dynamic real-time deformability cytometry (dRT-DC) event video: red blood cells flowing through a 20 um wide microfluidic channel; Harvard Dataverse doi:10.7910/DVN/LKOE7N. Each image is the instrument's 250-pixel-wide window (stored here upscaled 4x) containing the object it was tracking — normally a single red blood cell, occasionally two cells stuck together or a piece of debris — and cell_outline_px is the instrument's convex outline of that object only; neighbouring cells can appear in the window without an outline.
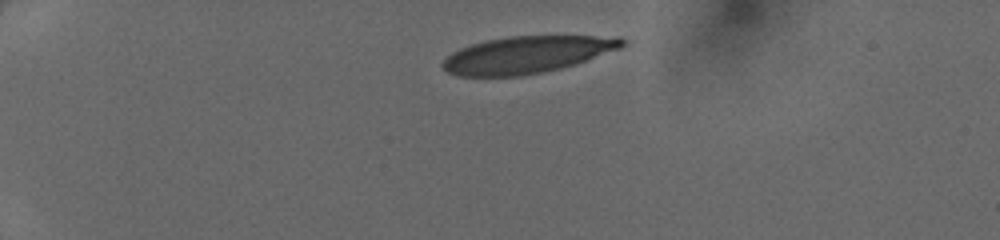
{"species": "human", "species_latin": "Homo sapiens", "temperature_condition": "cold", "stored_images_in_passage": 37, "camera_frame_rate_fps": 3000, "um_per_image_px": 0.085, "donor": {"sex": "female"}, "frame": {"image": 1, "passage_image": 1, "time_ms": 0.0, "image_size_px": [1000, 240], "cell_outline_px": [[624, 44], [620, 48], [560, 68], [520, 76], [456, 76], [448, 72], [440, 64], [452, 52], [460, 48], [484, 40], [508, 36], [620, 36], [624, 40]], "centroid_in_image_um": [44.73, 4.64], "position_along_channel_um": 40.3, "area_um2": 38.26}}
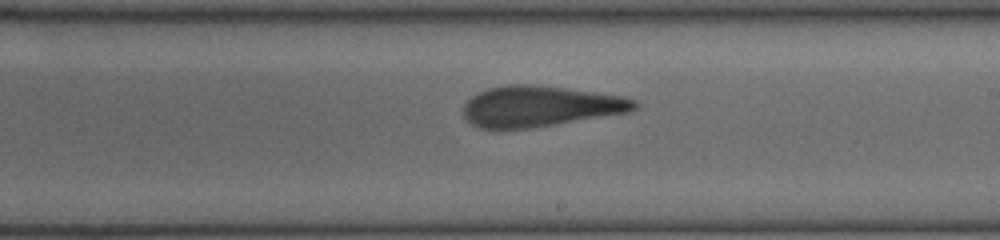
{"frame": {"image": 2, "passage_image": 20, "time_ms": 6.333, "image_size_px": [1000, 240], "cell_outline_px": [[640, 104], [636, 108], [628, 112], [528, 128], [480, 128], [472, 124], [464, 116], [464, 104], [472, 96], [488, 88], [508, 84], [532, 84], [568, 88], [624, 96], [636, 100]], "centroid_in_image_um": [45.92, 9.01], "position_along_channel_um": 243.1, "area_um2": 40.29}}
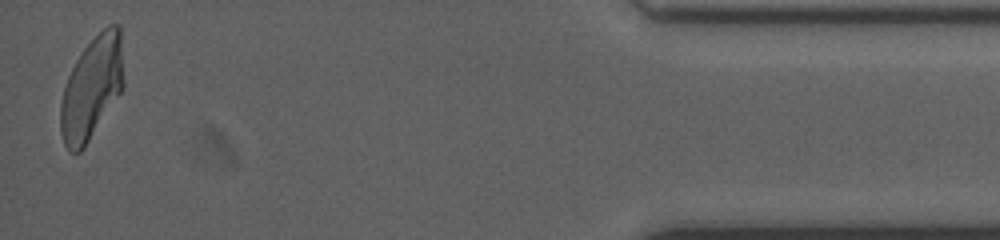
{"frame": {"image": 3, "passage_image": 37, "time_ms": 12.0, "image_size_px": [1000, 240], "cell_outline_px": [[124, 88], [84, 148], [80, 152], [68, 152], [64, 144], [60, 132], [60, 104], [64, 88], [68, 76], [80, 52], [108, 24], [120, 24], [124, 80]], "centroid_in_image_um": [7.81, 7.49], "position_along_channel_um": 427.4, "area_um2": 37.92}}